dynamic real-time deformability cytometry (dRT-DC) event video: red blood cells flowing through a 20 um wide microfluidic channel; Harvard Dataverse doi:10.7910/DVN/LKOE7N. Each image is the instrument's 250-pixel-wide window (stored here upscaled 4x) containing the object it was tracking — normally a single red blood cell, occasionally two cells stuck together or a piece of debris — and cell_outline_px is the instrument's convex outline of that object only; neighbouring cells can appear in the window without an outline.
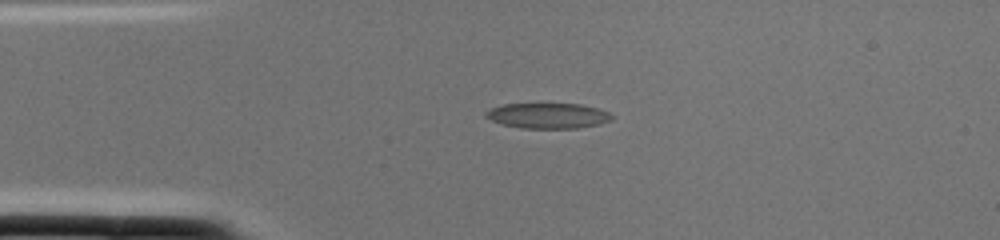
{"species": "common noctule bat (a hibernating species)", "species_latin": "Nyctalus noctula", "temperature_condition": "cold", "stored_images_in_passage": 1, "camera_frame_rate_fps": 3000, "um_per_image_px": 0.085, "animal": {"sex": "female", "body_mass_g": 22.0, "forearm_length_mm": 56.7}, "frame": {"image": 1, "passage_image": 1, "time_ms": 0.0, "image_size_px": [1000, 240], "cell_outline_px": [[612, 120], [600, 124], [576, 128], [520, 128], [500, 124], [484, 116], [484, 112], [488, 108], [504, 104], [580, 104], [596, 108], [608, 112], [612, 116]], "centroid_in_image_um": [46.52, 9.84], "position_along_channel_um": 38.5, "area_um2": 18.67}}